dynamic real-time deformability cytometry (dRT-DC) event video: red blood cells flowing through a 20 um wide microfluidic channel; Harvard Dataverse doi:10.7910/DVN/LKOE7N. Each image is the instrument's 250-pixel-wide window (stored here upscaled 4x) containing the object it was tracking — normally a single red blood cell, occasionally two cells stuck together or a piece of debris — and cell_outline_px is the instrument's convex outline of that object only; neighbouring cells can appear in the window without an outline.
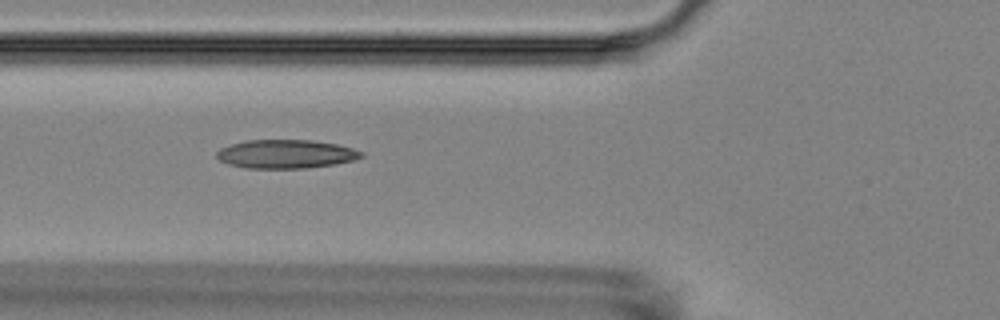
{"species": "Egyptian fruit bat (a non-hibernating species)", "species_latin": "Rousettus aegyptiacus", "temperature_condition": "room temperature", "stored_images_in_passage": 11, "camera_frame_rate_fps": 3000, "um_per_image_px": 0.085, "animal": {"sex": "female"}, "frame": {"image": 1, "passage_image": 3, "time_ms": 2.333, "image_size_px": [1000, 320], "cell_outline_px": [[364, 156], [352, 160], [336, 164], [308, 168], [244, 168], [228, 164], [220, 160], [216, 156], [216, 152], [220, 148], [244, 140], [312, 140], [336, 144], [352, 148], [364, 152]], "centroid_in_image_um": [24.29, 13.09], "position_along_channel_um": 101.5, "area_um2": 24.22}}
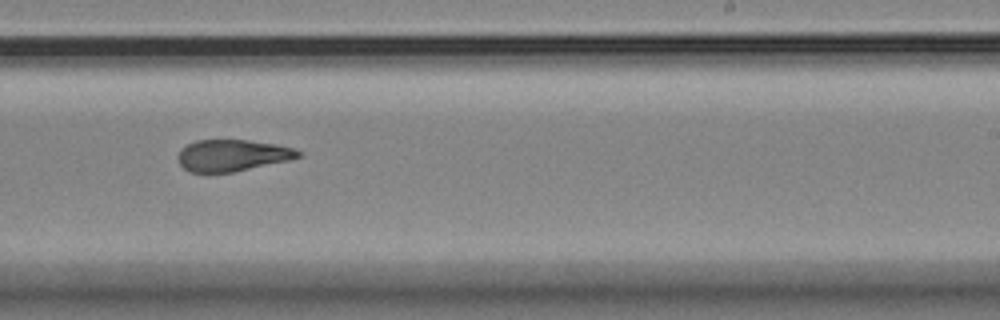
{"frame": {"image": 2, "passage_image": 7, "time_ms": 7.0, "image_size_px": [1000, 320], "cell_outline_px": [[304, 156], [288, 160], [232, 172], [188, 172], [180, 164], [176, 156], [180, 148], [196, 140], [248, 140], [276, 144], [292, 148], [304, 152]], "centroid_in_image_um": [19.74, 13.2], "position_along_channel_um": 269.3, "area_um2": 22.2}}
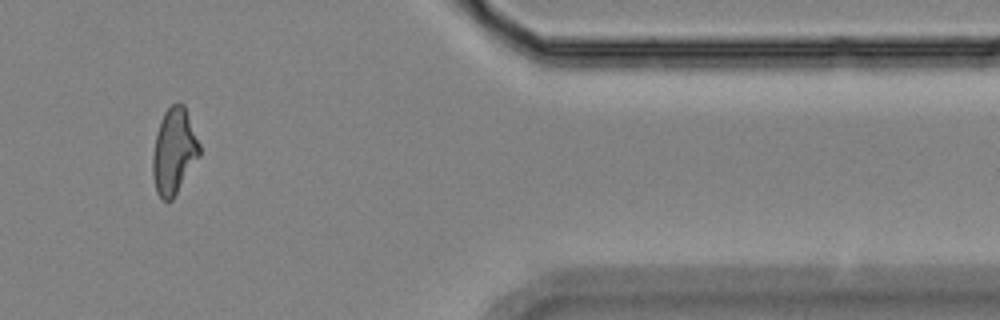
{"frame": {"image": 3, "passage_image": 10, "time_ms": 11.333, "image_size_px": [1000, 320], "cell_outline_px": [[200, 156], [172, 200], [164, 200], [156, 192], [152, 176], [152, 156], [156, 136], [160, 120], [164, 112], [176, 100], [184, 104], [200, 144]], "centroid_in_image_um": [14.79, 12.84], "position_along_channel_um": 396.6, "area_um2": 23.52}, "authors_computed_cell_mechanics": {"area_um2": 23.5246, "velocity_mm_per_s": 3.5953, "shape_relaxation_time_tau1_ms": null, "shape_relaxation_time_tau2_ms": 2.7601, "deformation_change_tau1": null, "deformation_change_tau2": 0.1048}}